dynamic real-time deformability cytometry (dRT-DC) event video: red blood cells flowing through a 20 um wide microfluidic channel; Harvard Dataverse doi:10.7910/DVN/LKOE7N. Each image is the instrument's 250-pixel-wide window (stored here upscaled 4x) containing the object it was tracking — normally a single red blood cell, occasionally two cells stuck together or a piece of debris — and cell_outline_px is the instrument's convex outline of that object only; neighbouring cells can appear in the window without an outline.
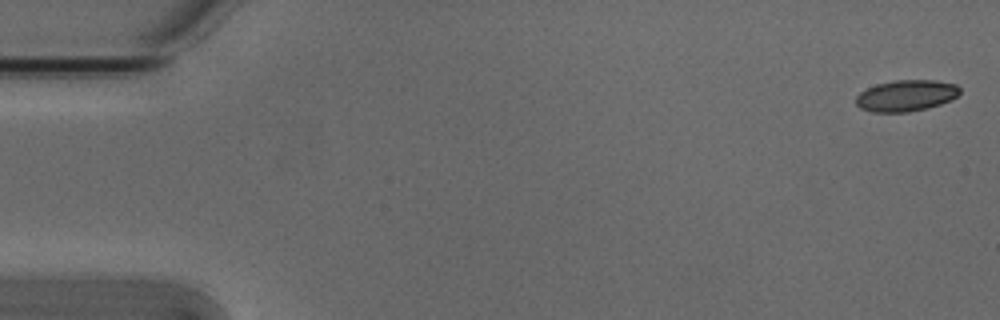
{"species": "Egyptian fruit bat (a non-hibernating species)", "species_latin": "Rousettus aegyptiacus", "temperature_condition": "cold", "stored_images_in_passage": 4, "camera_frame_rate_fps": 3000, "um_per_image_px": 0.085, "animal": {"sex": "male"}, "frame": {"image": 1, "passage_image": 1, "time_ms": 0.0, "image_size_px": [1000, 320], "cell_outline_px": [[960, 92], [952, 100], [928, 108], [908, 112], [872, 112], [860, 108], [856, 104], [856, 96], [860, 92], [876, 84], [896, 80], [936, 80], [956, 84], [960, 88]], "centroid_in_image_um": [77.03, 8.13], "position_along_channel_um": 8.0, "area_um2": 19.02}}